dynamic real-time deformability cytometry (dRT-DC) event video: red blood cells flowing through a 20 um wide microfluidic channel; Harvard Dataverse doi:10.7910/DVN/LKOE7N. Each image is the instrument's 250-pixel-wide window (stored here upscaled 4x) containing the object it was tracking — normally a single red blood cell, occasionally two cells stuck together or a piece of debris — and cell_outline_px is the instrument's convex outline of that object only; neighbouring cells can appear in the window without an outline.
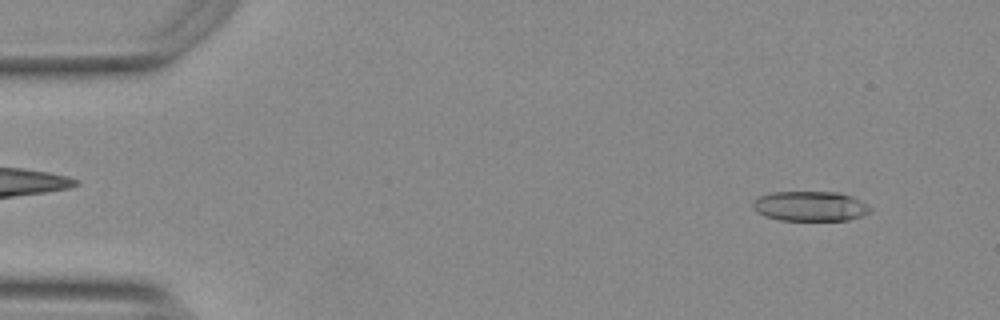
{"species": "Egyptian fruit bat (a non-hibernating species)", "species_latin": "Rousettus aegyptiacus", "temperature_condition": "warm", "stored_images_in_passage": 54, "camera_frame_rate_fps": 3000, "um_per_image_px": 0.085, "animal": {"sex": "female"}, "frame": {"image": 1, "passage_image": 5, "time_ms": 1.333, "image_size_px": [1000, 320], "cell_outline_px": [[872, 212], [848, 220], [780, 220], [764, 216], [756, 212], [752, 204], [760, 196], [772, 192], [840, 192], [852, 196], [872, 208]], "centroid_in_image_um": [68.88, 17.53], "position_along_channel_um": 16.1, "area_um2": 20.4}}
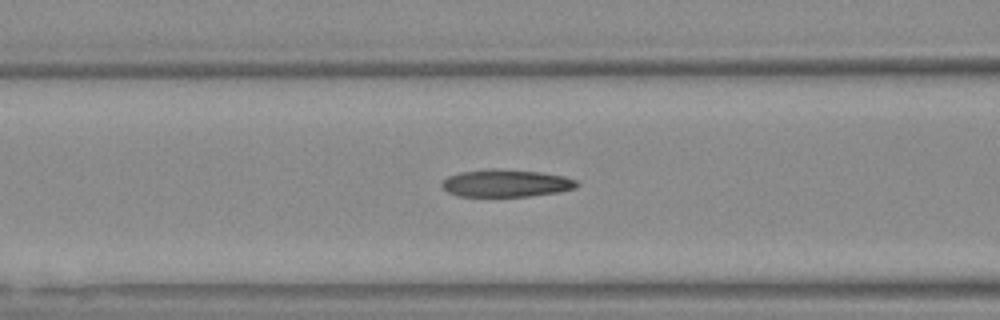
{"frame": {"image": 2, "passage_image": 22, "time_ms": 7.0, "image_size_px": [1000, 320], "cell_outline_px": [[580, 184], [572, 188], [560, 192], [528, 196], [460, 196], [448, 192], [440, 184], [448, 176], [460, 172], [496, 168], [540, 172], [564, 176], [576, 180]], "centroid_in_image_um": [43.02, 15.57], "position_along_channel_um": 123.6, "area_um2": 21.44}}
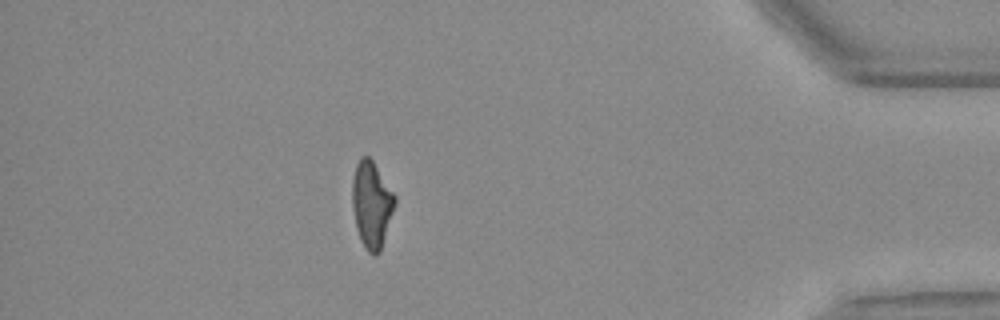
{"frame": {"image": 3, "passage_image": 48, "time_ms": 15.667, "image_size_px": [1000, 320], "cell_outline_px": [[396, 200], [380, 252], [376, 256], [372, 256], [364, 248], [360, 240], [356, 228], [352, 204], [352, 180], [356, 164], [360, 156], [368, 156], [372, 160], [396, 196]], "centroid_in_image_um": [31.57, 17.39], "position_along_channel_um": 403.6, "area_um2": 21.44}}